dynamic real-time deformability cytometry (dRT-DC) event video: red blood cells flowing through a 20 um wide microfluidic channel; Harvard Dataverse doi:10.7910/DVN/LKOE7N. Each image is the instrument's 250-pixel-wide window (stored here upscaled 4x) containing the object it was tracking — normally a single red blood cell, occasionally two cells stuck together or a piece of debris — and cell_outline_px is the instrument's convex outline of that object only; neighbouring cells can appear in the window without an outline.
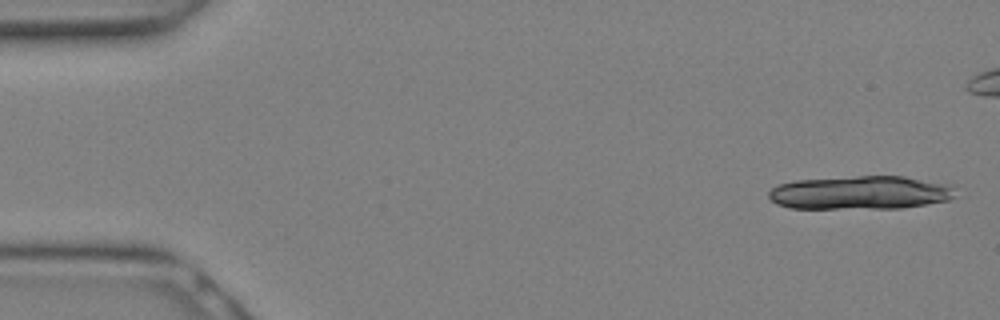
{"species": "Egyptian fruit bat (a non-hibernating species)", "species_latin": "Rousettus aegyptiacus", "temperature_condition": "warm", "stored_images_in_passage": 11, "segment_of_instrument_passage": [1, 2], "camera_frame_rate_fps": 3000, "um_per_image_px": 0.085, "animal": {"sex": "female"}, "frame": {"image": 1, "passage_image": 1, "time_ms": 0.0, "image_size_px": [1000, 320], "cell_outline_px": [[956, 196], [948, 200], [900, 208], [788, 208], [776, 204], [768, 196], [768, 192], [772, 188], [780, 184], [796, 180], [856, 176], [904, 176], [956, 184]], "centroid_in_image_um": [73.2, 16.36], "position_along_channel_um": 11.8, "area_um2": 36.82}}